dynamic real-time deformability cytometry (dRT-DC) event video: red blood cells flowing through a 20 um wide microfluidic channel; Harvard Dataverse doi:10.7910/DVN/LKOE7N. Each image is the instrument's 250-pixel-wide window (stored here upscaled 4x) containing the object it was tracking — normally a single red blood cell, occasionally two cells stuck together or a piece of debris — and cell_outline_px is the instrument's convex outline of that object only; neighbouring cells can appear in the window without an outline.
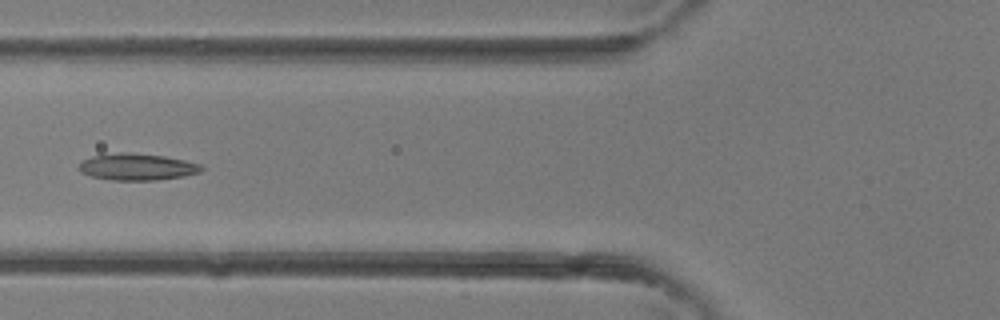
{"species": "common noctule bat (a hibernating species)", "species_latin": "Nyctalus noctula", "temperature_condition": "room temperature", "stored_images_in_passage": 5, "camera_frame_rate_fps": 3000, "um_per_image_px": 0.085, "animal": {"sex": "female"}, "frame": {"image": 1, "passage_image": 5, "time_ms": 1.333, "image_size_px": [1000, 320], "cell_outline_px": [[204, 168], [200, 172], [184, 176], [156, 180], [112, 180], [92, 176], [80, 172], [76, 168], [84, 160], [92, 156], [120, 152], [128, 152], [164, 156], [184, 160], [200, 164]], "centroid_in_image_um": [11.64, 14.18], "position_along_channel_um": 114.2, "area_um2": 19.02}}